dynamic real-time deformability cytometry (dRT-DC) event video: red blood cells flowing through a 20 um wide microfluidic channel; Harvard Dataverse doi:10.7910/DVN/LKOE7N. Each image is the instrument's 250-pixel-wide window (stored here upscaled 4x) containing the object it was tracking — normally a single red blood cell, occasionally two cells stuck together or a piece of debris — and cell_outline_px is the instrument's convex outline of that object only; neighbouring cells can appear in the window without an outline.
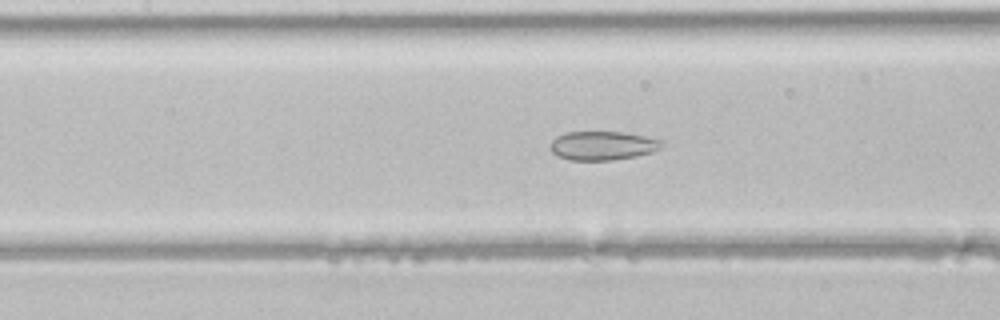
{"species": "common noctule bat (a hibernating species)", "species_latin": "Nyctalus noctula", "temperature_condition": "room temperature", "stored_images_in_passage": 47, "segment_of_instrument_passage": [2, 2], "camera_frame_rate_fps": 3000, "um_per_image_px": 0.085, "animal": {"sex": "male", "body_mass_g": 21.5, "forearm_length_mm": 52.0}, "frame": {"image": 1, "passage_image": 21, "time_ms": 6.667, "image_size_px": [1000, 320], "cell_outline_px": [[664, 144], [660, 148], [652, 152], [636, 156], [612, 160], [568, 160], [552, 152], [548, 148], [548, 144], [556, 136], [564, 132], [624, 132], [664, 140]], "centroid_in_image_um": [51.2, 12.37], "position_along_channel_um": 156.2, "area_um2": 18.96}}
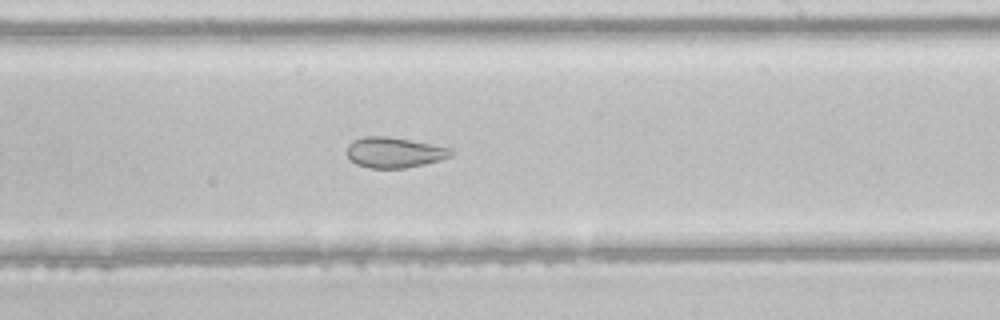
{"frame": {"image": 2, "passage_image": 28, "time_ms": 9.0, "image_size_px": [1000, 320], "cell_outline_px": [[452, 156], [440, 160], [424, 164], [404, 168], [372, 168], [356, 164], [348, 160], [348, 144], [352, 140], [364, 136], [384, 136], [408, 140], [452, 148]], "centroid_in_image_um": [33.48, 12.96], "position_along_channel_um": 255.5, "area_um2": 18.38}}
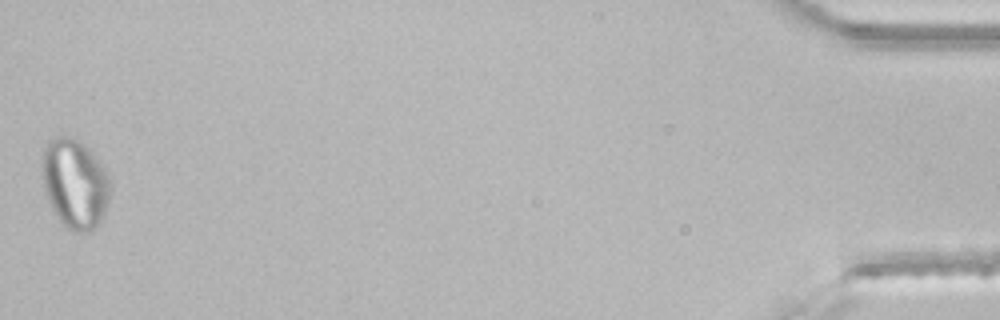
{"frame": {"image": 3, "passage_image": 47, "time_ms": 15.333, "image_size_px": [1000, 320], "cell_outline_px": [[108, 200], [104, 216], [100, 224], [92, 232], [72, 232], [60, 220], [44, 188], [44, 148], [48, 140], [52, 136], [72, 136], [80, 140], [92, 152], [108, 172]], "centroid_in_image_um": [6.41, 15.59], "position_along_channel_um": 428.8, "area_um2": 35.08}}